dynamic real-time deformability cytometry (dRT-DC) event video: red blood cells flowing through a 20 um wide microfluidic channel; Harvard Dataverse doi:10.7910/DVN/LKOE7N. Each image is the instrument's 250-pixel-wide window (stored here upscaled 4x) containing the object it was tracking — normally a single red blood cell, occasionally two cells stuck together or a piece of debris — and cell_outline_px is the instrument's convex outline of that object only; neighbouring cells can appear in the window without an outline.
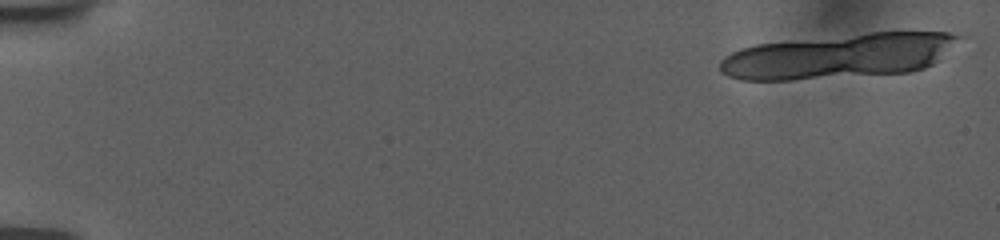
{"species": "human", "species_latin": "Homo sapiens", "temperature_condition": "room temperature", "stored_images_in_passage": 32, "camera_frame_rate_fps": 3000, "um_per_image_px": 0.085, "donor": {"sex": "female"}, "frame": {"image": 1, "passage_image": 1, "time_ms": 0.0, "image_size_px": [1000, 240], "cell_outline_px": [[964, 36], [932, 64], [924, 68], [908, 72], [792, 80], [740, 80], [728, 76], [720, 72], [720, 60], [724, 56], [740, 48], [756, 44], [868, 32], [948, 32]], "centroid_in_image_um": [71.25, 4.76], "position_along_channel_um": 13.7, "area_um2": 62.08}}
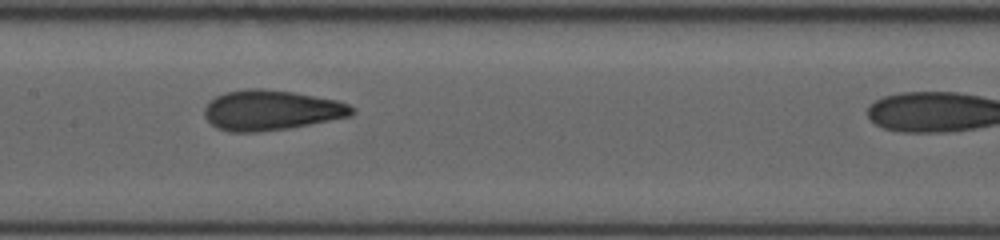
{"frame": {"image": 2, "passage_image": 25, "time_ms": 8.0, "image_size_px": [1000, 240], "cell_outline_px": [[356, 112], [352, 116], [288, 128], [256, 132], [228, 132], [216, 128], [204, 116], [204, 108], [208, 100], [224, 92], [244, 88], [264, 88], [292, 92], [336, 100], [348, 104], [356, 108]], "centroid_in_image_um": [23.02, 9.36], "position_along_channel_um": 184.4, "area_um2": 34.8}}
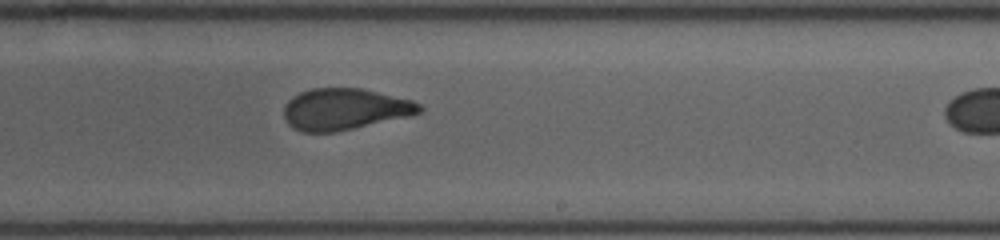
{"frame": {"image": 3, "passage_image": 31, "time_ms": 10.0, "image_size_px": [1000, 240], "cell_outline_px": [[424, 108], [420, 112], [412, 116], [336, 132], [300, 132], [292, 128], [288, 124], [284, 116], [284, 104], [292, 96], [300, 92], [312, 88], [360, 88], [412, 100], [420, 104]], "centroid_in_image_um": [29.29, 9.29], "position_along_channel_um": 259.7, "area_um2": 33.0}}